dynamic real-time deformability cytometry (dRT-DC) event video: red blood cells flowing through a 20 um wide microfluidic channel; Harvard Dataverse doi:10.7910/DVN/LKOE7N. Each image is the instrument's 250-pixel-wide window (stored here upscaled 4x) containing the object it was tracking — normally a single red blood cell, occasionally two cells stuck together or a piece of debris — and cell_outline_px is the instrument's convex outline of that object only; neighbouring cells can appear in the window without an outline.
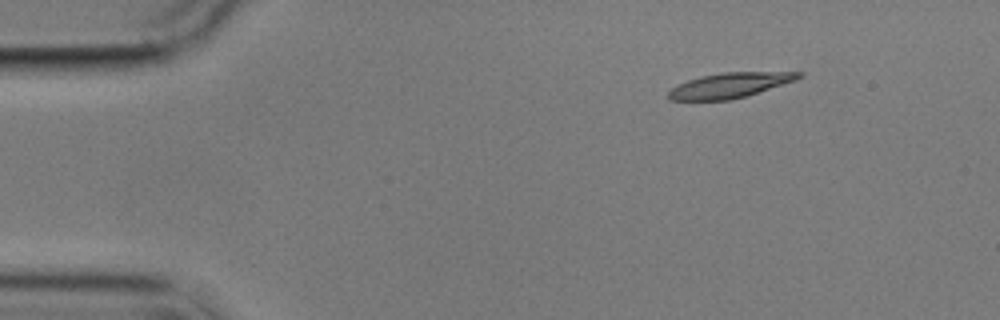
{"species": "common noctule bat (a hibernating species)", "species_latin": "Nyctalus noctula", "temperature_condition": "cold", "stored_images_in_passage": 12, "camera_frame_rate_fps": 3000, "um_per_image_px": 0.085, "animal": {"sex": "male", "body_mass_g": 17.9}, "frame": {"image": 1, "passage_image": 1, "time_ms": 0.0, "image_size_px": [1000, 320], "cell_outline_px": [[804, 76], [796, 80], [744, 96], [728, 100], [668, 100], [668, 92], [672, 88], [688, 80], [700, 76], [724, 72], [804, 72]], "centroid_in_image_um": [62.03, 7.24], "position_along_channel_um": 23.0, "area_um2": 18.73}}
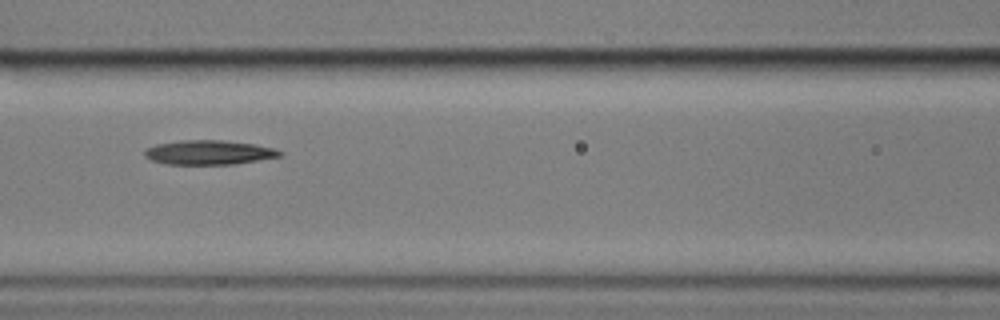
{"frame": {"image": 2, "passage_image": 5, "time_ms": 5.667, "image_size_px": [1000, 320], "cell_outline_px": [[284, 156], [236, 164], [168, 164], [152, 160], [144, 156], [144, 152], [148, 148], [156, 144], [180, 140], [220, 140], [252, 144], [276, 148], [284, 152]], "centroid_in_image_um": [17.82, 12.96], "position_along_channel_um": 148.8, "area_um2": 19.25}}
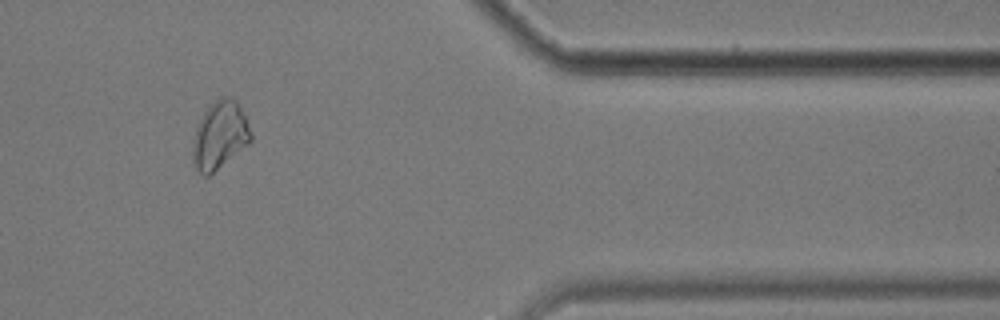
{"frame": {"image": 3, "passage_image": 11, "time_ms": 13.333, "image_size_px": [1000, 320], "cell_outline_px": [[252, 140], [248, 144], [208, 176], [204, 176], [196, 168], [192, 160], [192, 140], [196, 128], [204, 112], [220, 96], [228, 96], [236, 100], [252, 132]], "centroid_in_image_um": [18.67, 11.5], "position_along_channel_um": 392.7, "area_um2": 22.66}}